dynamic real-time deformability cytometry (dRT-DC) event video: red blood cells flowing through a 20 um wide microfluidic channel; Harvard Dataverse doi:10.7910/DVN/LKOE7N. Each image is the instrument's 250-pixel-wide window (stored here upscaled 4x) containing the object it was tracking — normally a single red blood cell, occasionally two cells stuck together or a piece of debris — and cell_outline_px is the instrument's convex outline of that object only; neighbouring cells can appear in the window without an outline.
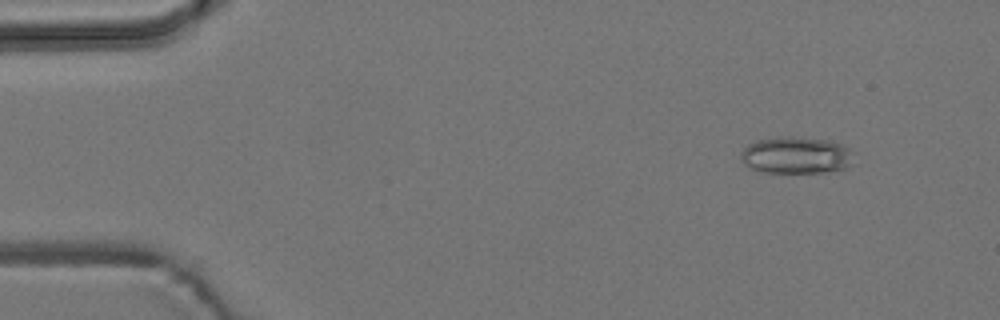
{"species": "common noctule bat (a hibernating species)", "species_latin": "Nyctalus noctula", "temperature_condition": "room temperature", "stored_images_in_passage": 55, "camera_frame_rate_fps": 3000, "um_per_image_px": 0.085, "animal": {"sex": "male", "body_mass_g": 19.2, "forearm_length_mm": 51.8}, "frame": {"image": 1, "passage_image": 6, "time_ms": 1.667, "image_size_px": [1000, 320], "cell_outline_px": [[852, 152], [848, 164], [844, 168], [820, 172], [760, 172], [748, 168], [740, 160], [740, 152], [748, 144], [756, 140], [776, 136], [792, 136], [828, 140], [840, 144], [848, 148]], "centroid_in_image_um": [67.55, 13.18], "position_along_channel_um": 17.5, "area_um2": 24.22}}
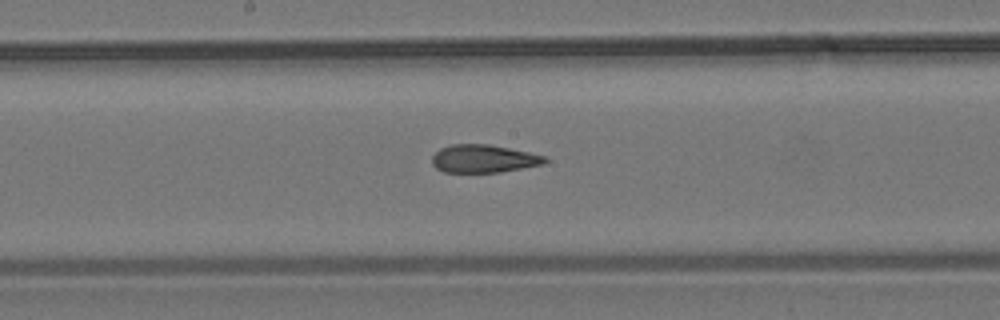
{"frame": {"image": 2, "passage_image": 29, "time_ms": 9.333, "image_size_px": [1000, 320], "cell_outline_px": [[548, 160], [544, 164], [500, 172], [444, 172], [436, 168], [432, 164], [432, 156], [440, 148], [452, 144], [488, 144], [528, 152], [544, 156]], "centroid_in_image_um": [41.08, 13.49], "position_along_channel_um": 207.1, "area_um2": 18.26}}
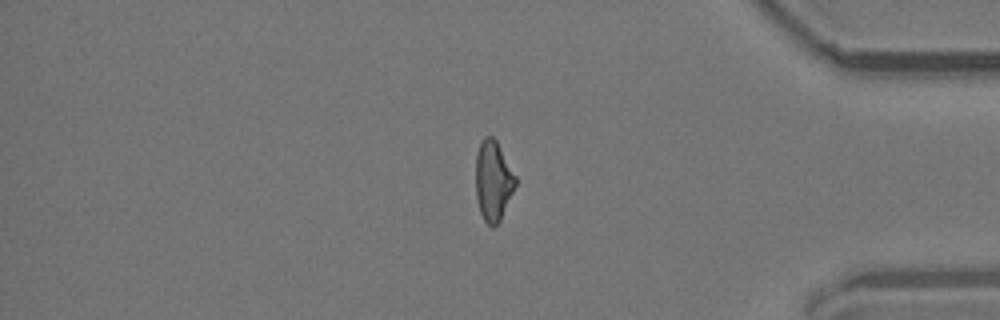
{"frame": {"image": 3, "passage_image": 46, "time_ms": 15.0, "image_size_px": [1000, 320], "cell_outline_px": [[516, 184], [500, 220], [492, 228], [484, 220], [480, 212], [476, 196], [476, 152], [484, 136], [492, 136], [496, 140], [516, 176]], "centroid_in_image_um": [41.91, 15.35], "position_along_channel_um": 393.3, "area_um2": 18.38}, "authors_computed_cell_mechanics": {"area_um2": 19.3052, "velocity_mm_per_s": 3.7906, "shape_relaxation_time_tau1_ms": null, "shape_relaxation_time_tau2_ms": 2.4524, "deformation_change_tau1": null, "deformation_change_tau2": 0.1064}}